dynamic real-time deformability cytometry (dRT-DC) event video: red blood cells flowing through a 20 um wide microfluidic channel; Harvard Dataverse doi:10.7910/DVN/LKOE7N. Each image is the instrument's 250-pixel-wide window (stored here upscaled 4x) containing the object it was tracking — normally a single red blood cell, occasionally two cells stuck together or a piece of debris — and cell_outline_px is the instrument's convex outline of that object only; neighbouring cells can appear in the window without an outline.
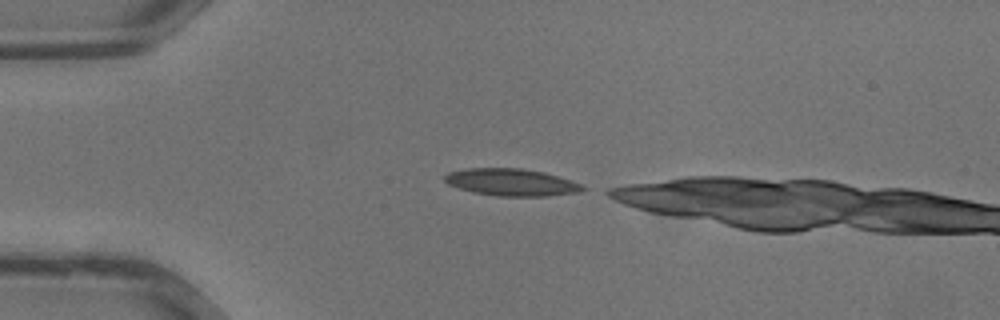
{"species": "common noctule bat (a hibernating species)", "species_latin": "Nyctalus noctula", "temperature_condition": "warm", "stored_images_in_passage": 4, "camera_frame_rate_fps": 3000, "um_per_image_px": 0.085, "animal": {"sex": "male", "body_mass_g": 13.3}, "frame": {"image": 1, "passage_image": 1, "time_ms": 0.0, "image_size_px": [1000, 320], "cell_outline_px": [[588, 188], [580, 192], [548, 196], [496, 196], [472, 192], [448, 184], [444, 180], [444, 176], [448, 172], [468, 168], [520, 168], [544, 172], [580, 184]], "centroid_in_image_um": [43.45, 15.5], "position_along_channel_um": 41.5, "area_um2": 21.73}}